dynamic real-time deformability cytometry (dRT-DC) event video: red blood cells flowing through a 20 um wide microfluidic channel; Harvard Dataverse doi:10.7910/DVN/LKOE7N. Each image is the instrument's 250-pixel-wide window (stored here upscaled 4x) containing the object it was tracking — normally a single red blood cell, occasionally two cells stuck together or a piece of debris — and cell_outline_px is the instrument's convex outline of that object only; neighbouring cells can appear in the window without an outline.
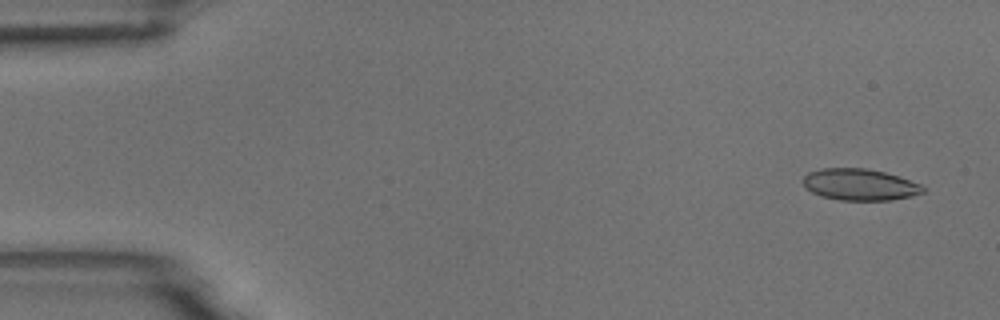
{"species": "common noctule bat (a hibernating species)", "species_latin": "Nyctalus noctula", "temperature_condition": "room temperature", "stored_images_in_passage": 4, "camera_frame_rate_fps": 3000, "um_per_image_px": 0.085, "animal": {"sex": "male", "body_mass_g": 18.8}, "frame": {"image": 1, "passage_image": 1, "time_ms": 0.0, "image_size_px": [1000, 320], "cell_outline_px": [[924, 192], [912, 196], [892, 200], [840, 200], [820, 196], [804, 188], [804, 176], [808, 172], [820, 168], [864, 168], [884, 172], [920, 184], [924, 188]], "centroid_in_image_um": [73.04, 15.69], "position_along_channel_um": 12.0, "area_um2": 21.96}}
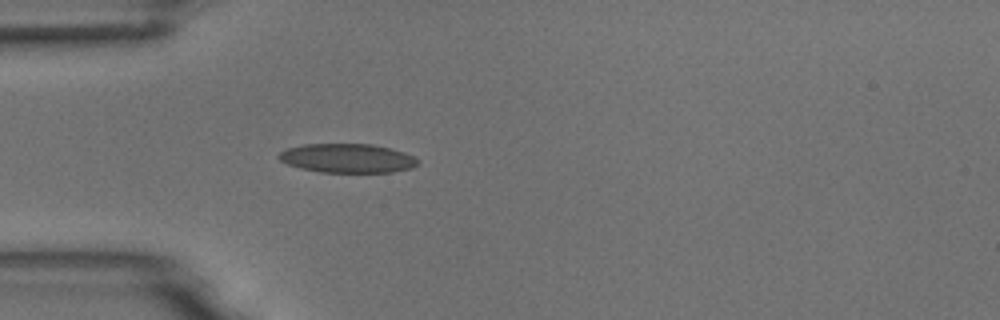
{"frame": {"image": 2, "passage_image": 4, "time_ms": 1.0, "image_size_px": [1000, 320], "cell_outline_px": [[420, 160], [412, 168], [392, 172], [320, 172], [300, 168], [288, 164], [280, 160], [276, 156], [280, 152], [288, 148], [304, 144], [372, 144], [404, 152]], "centroid_in_image_um": [29.51, 13.45], "position_along_channel_um": 55.5, "area_um2": 23.41}}